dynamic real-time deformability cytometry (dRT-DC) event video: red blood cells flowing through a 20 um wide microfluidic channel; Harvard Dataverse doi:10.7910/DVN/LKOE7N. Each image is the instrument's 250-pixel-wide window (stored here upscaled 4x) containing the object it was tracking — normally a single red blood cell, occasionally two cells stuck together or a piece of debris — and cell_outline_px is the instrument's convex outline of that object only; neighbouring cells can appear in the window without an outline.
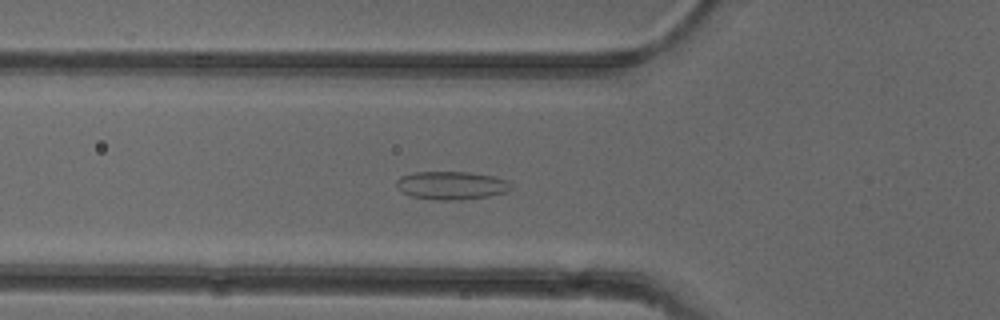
{"species": "common noctule bat (a hibernating species)", "species_latin": "Nyctalus noctula", "temperature_condition": "cold", "stored_images_in_passage": 54, "camera_frame_rate_fps": 3000, "um_per_image_px": 0.085, "animal": {"sex": "female"}, "frame": {"image": 1, "passage_image": 19, "time_ms": 6.0, "image_size_px": [1000, 320], "cell_outline_px": [[512, 188], [508, 192], [488, 196], [460, 200], [436, 200], [412, 196], [400, 192], [396, 188], [396, 180], [400, 176], [416, 172], [472, 172], [492, 176], [508, 180], [512, 184]], "centroid_in_image_um": [38.37, 15.76], "position_along_channel_um": 87.4, "area_um2": 19.07}}
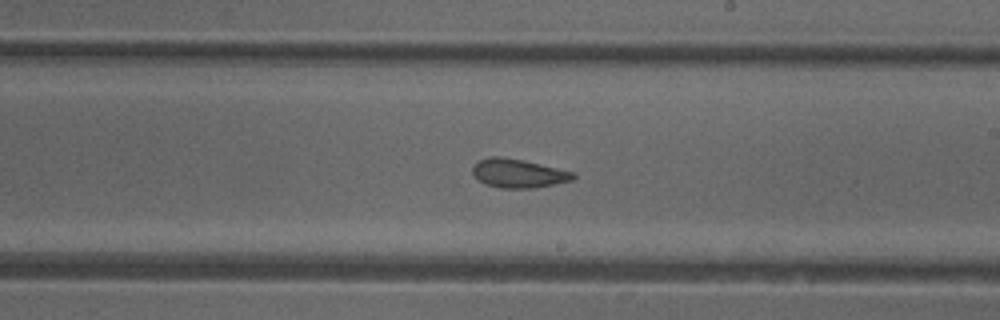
{"frame": {"image": 2, "passage_image": 31, "time_ms": 10.0, "image_size_px": [1000, 320], "cell_outline_px": [[576, 176], [572, 180], [536, 188], [500, 188], [484, 184], [472, 172], [472, 168], [476, 160], [492, 156], [500, 156], [524, 160], [576, 172]], "centroid_in_image_um": [44.06, 14.72], "position_along_channel_um": 244.9, "area_um2": 17.05}}
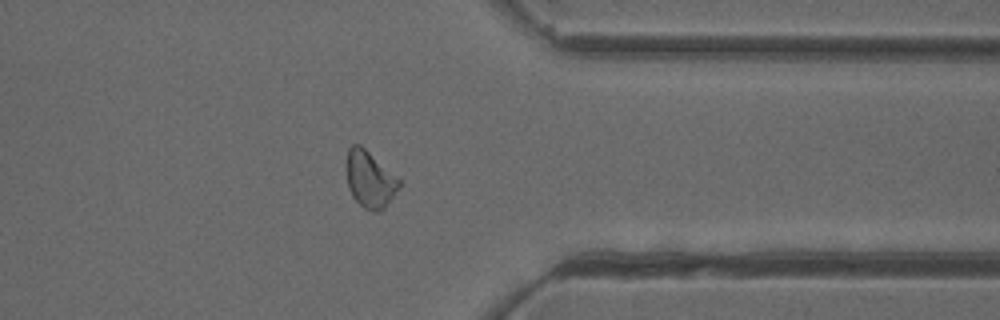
{"frame": {"image": 3, "passage_image": 42, "time_ms": 13.667, "image_size_px": [1000, 320], "cell_outline_px": [[400, 184], [384, 208], [380, 212], [372, 212], [364, 208], [352, 196], [348, 188], [344, 164], [348, 148], [352, 144], [360, 144], [400, 180]], "centroid_in_image_um": [31.36, 15.23], "position_along_channel_um": 380.0, "area_um2": 17.4}, "authors_computed_cell_mechanics": {"area_um2": 18.0047, "velocity_mm_per_s": 3.9293, "shape_relaxation_time_tau1_ms": null, "shape_relaxation_time_tau2_ms": 2.8898, "deformation_change_tau1": null, "deformation_change_tau2": 0.0962}}